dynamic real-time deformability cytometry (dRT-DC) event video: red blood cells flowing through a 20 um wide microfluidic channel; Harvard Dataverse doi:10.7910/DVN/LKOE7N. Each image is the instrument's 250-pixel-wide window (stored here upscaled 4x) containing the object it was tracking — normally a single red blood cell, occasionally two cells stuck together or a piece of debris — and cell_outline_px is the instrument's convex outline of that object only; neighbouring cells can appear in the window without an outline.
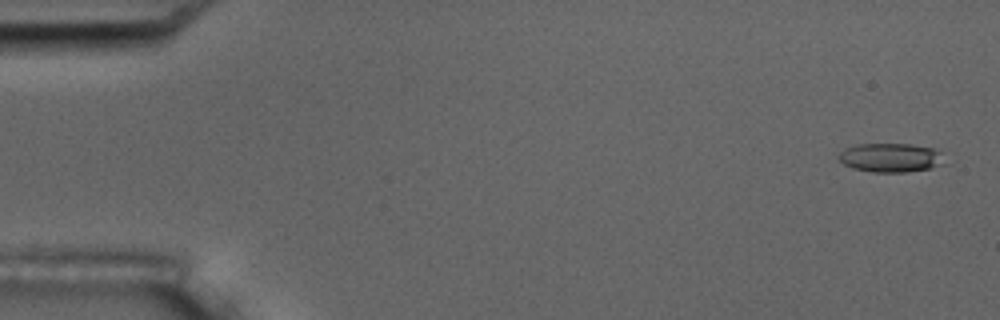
{"species": "common noctule bat (a hibernating species)", "species_latin": "Nyctalus noctula", "temperature_condition": "room temperature", "stored_images_in_passage": 15, "camera_frame_rate_fps": 3000, "um_per_image_px": 0.085, "animal": {"sex": "male", "body_mass_g": 17.5, "forearm_length_mm": 52.3}, "frame": {"image": 1, "passage_image": 1, "time_ms": 0.0, "image_size_px": [1000, 320], "cell_outline_px": [[948, 164], [908, 172], [872, 172], [852, 168], [844, 164], [836, 156], [844, 148], [860, 144], [912, 144], [936, 148]], "centroid_in_image_um": [75.73, 13.4], "position_along_channel_um": 9.3, "area_um2": 18.09}}
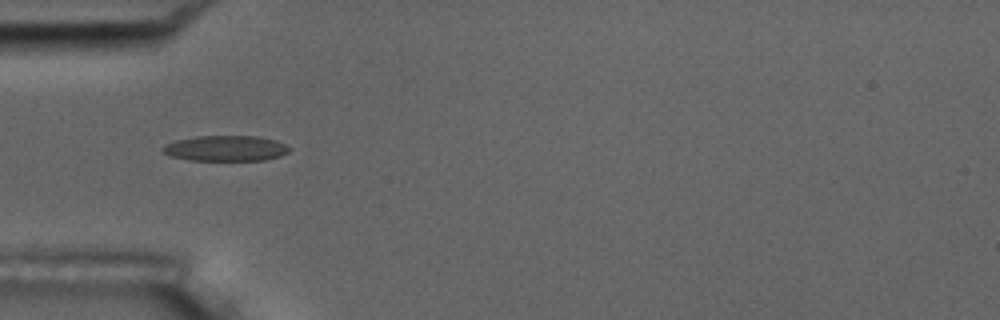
{"frame": {"image": 2, "passage_image": 5, "time_ms": 5.333, "image_size_px": [1000, 320], "cell_outline_px": [[292, 148], [288, 152], [280, 156], [264, 160], [188, 160], [172, 156], [164, 152], [160, 148], [176, 140], [196, 136], [256, 136], [276, 140]], "centroid_in_image_um": [19.21, 12.6], "position_along_channel_um": 65.8, "area_um2": 18.73}, "authors_computed_cell_mechanics": {"area_um2": 18.4382, "velocity_mm_per_s": 3.5951, "shape_relaxation_time_tau1_ms": 9.7251, "shape_relaxation_time_tau2_ms": 3.7056, "deformation_change_tau1": 0.1829, "deformation_change_tau2": 0.0978}}